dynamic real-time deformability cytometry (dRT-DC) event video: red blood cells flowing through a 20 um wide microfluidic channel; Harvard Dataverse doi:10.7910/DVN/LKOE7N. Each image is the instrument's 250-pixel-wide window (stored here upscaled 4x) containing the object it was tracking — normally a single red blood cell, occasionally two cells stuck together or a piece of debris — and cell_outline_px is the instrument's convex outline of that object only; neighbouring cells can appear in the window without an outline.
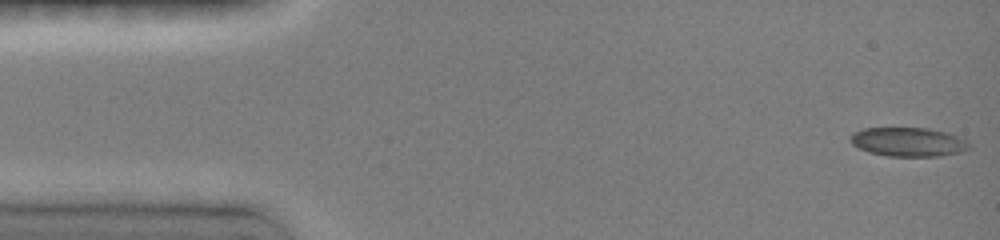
{"species": "common noctule bat (a hibernating species)", "species_latin": "Nyctalus noctula", "temperature_condition": "room temperature", "stored_images_in_passage": 47, "camera_frame_rate_fps": 3000, "um_per_image_px": 0.085, "animal": {"sex": "female", "body_mass_g": 19.0, "forearm_length_mm": 51.5}, "frame": {"image": 1, "passage_image": 1, "time_ms": 0.0, "image_size_px": [1000, 240], "cell_outline_px": [[972, 148], [960, 152], [940, 156], [888, 156], [868, 152], [852, 144], [852, 132], [864, 128], [928, 128], [948, 132], [968, 140], [972, 144]], "centroid_in_image_um": [77.28, 12.06], "position_along_channel_um": 7.7, "area_um2": 20.23}}
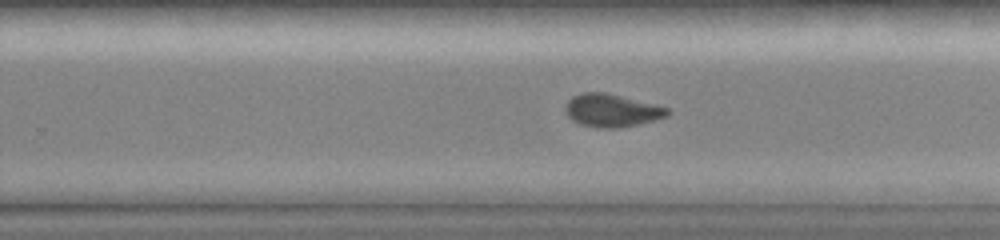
{"frame": {"image": 2, "passage_image": 30, "time_ms": 9.667, "image_size_px": [1000, 240], "cell_outline_px": [[672, 112], [668, 116], [636, 124], [616, 128], [600, 128], [580, 124], [572, 120], [564, 112], [564, 104], [572, 96], [584, 92], [604, 92], [668, 108]], "centroid_in_image_um": [51.93, 9.39], "position_along_channel_um": 277.9, "area_um2": 19.36}}
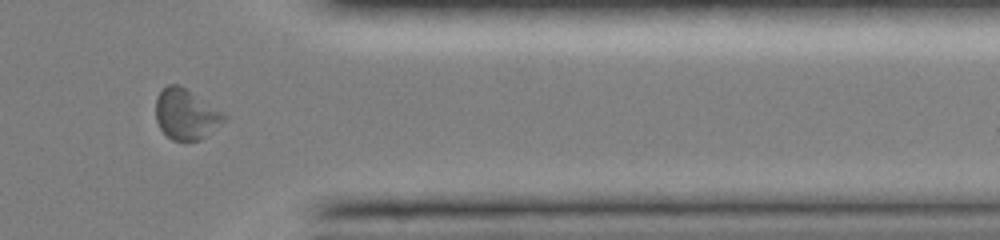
{"frame": {"image": 3, "passage_image": 39, "time_ms": 12.667, "image_size_px": [1000, 240], "cell_outline_px": [[228, 120], [200, 140], [172, 140], [160, 128], [156, 120], [156, 96], [168, 84], [180, 84], [224, 112], [228, 116]], "centroid_in_image_um": [15.84, 9.7], "position_along_channel_um": 395.6, "area_um2": 20.29}, "authors_computed_cell_mechanics": {"area_um2": 19.5942, "velocity_mm_per_s": 4.006, "shape_relaxation_time_tau1_ms": null, "shape_relaxation_time_tau2_ms": 10.9801, "deformation_change_tau1": null, "deformation_change_tau2": 0.0904}}